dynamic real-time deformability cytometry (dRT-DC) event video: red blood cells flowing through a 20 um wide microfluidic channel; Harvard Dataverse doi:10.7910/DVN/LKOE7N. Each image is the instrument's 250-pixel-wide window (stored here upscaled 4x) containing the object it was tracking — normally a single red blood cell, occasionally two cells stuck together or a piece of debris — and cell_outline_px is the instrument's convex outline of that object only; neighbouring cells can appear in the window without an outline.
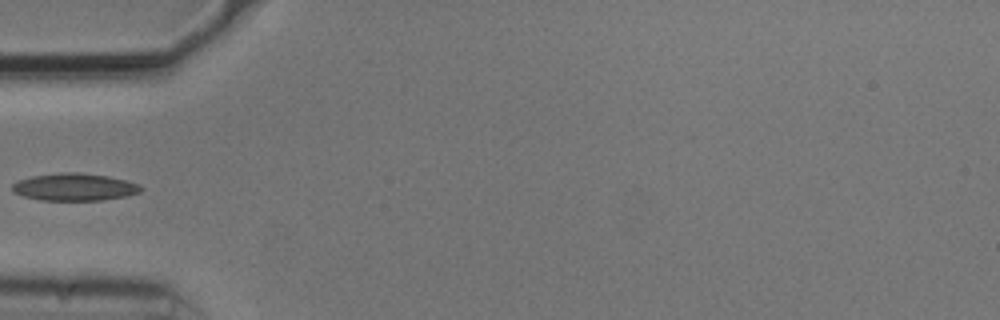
{"species": "common noctule bat (a hibernating species)", "species_latin": "Nyctalus noctula", "temperature_condition": "cold", "stored_images_in_passage": 9, "camera_frame_rate_fps": 3000, "um_per_image_px": 0.085, "animal": {"sex": "male", "body_mass_g": 20.5, "forearm_length_mm": 52.5}, "frame": {"image": 1, "passage_image": 1, "time_ms": 0.0, "image_size_px": [1000, 320], "cell_outline_px": [[140, 192], [128, 196], [100, 200], [40, 200], [24, 196], [12, 192], [12, 184], [20, 180], [32, 176], [60, 172], [80, 172], [108, 176], [124, 180], [136, 184], [140, 188]], "centroid_in_image_um": [6.29, 15.89], "position_along_channel_um": 78.7, "area_um2": 20.35}}